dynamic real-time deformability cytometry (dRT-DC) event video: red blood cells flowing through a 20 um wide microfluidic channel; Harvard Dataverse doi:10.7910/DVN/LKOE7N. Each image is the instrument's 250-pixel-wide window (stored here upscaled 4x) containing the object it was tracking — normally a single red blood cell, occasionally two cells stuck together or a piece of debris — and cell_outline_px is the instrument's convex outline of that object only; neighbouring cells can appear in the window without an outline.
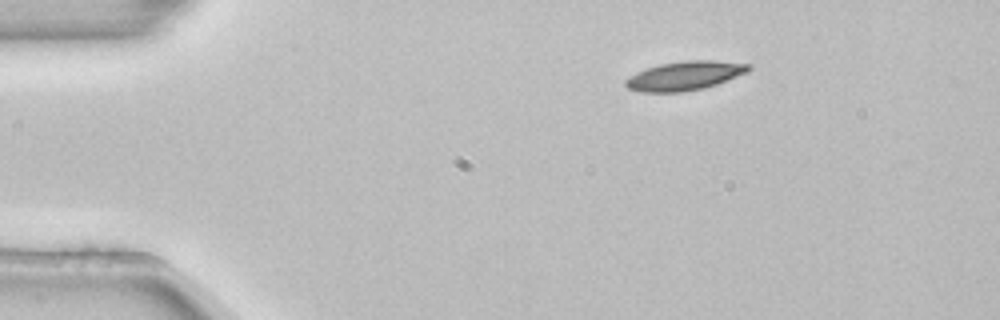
{"species": "common noctule bat (a hibernating species)", "species_latin": "Nyctalus noctula", "temperature_condition": "room temperature", "stored_images_in_passage": 2, "camera_frame_rate_fps": 3000, "um_per_image_px": 0.085, "animal": {"sex": "female", "body_mass_g": 22.7, "forearm_length_mm": 54.2}, "frame": {"image": 1, "passage_image": 1, "time_ms": 0.0, "image_size_px": [1000, 320], "cell_outline_px": [[752, 68], [748, 72], [716, 84], [704, 88], [680, 92], [640, 92], [628, 88], [624, 84], [624, 80], [628, 76], [636, 72], [660, 64], [684, 60], [712, 60], [752, 64]], "centroid_in_image_um": [58.2, 6.43], "position_along_channel_um": 26.8, "area_um2": 20.87}}